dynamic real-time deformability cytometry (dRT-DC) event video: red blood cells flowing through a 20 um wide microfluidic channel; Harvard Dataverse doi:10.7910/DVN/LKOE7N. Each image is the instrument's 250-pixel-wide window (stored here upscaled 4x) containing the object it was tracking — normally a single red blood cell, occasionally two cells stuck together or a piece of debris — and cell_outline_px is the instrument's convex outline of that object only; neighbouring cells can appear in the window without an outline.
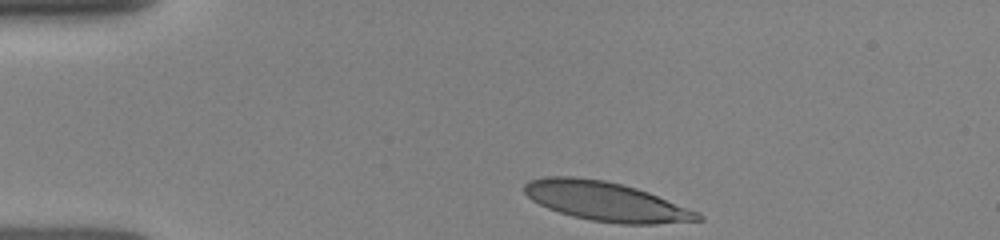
{"species": "human", "species_latin": "Homo sapiens", "temperature_condition": "room temperature", "stored_images_in_passage": 7, "camera_frame_rate_fps": 3000, "um_per_image_px": 0.085, "donor": {"sex": "female"}, "frame": {"image": 1, "passage_image": 1, "time_ms": 0.0, "image_size_px": [1000, 240], "cell_outline_px": [[704, 220], [656, 224], [620, 224], [592, 220], [572, 216], [548, 208], [532, 200], [524, 192], [524, 184], [528, 180], [544, 176], [572, 176], [604, 180], [636, 188], [648, 192], [700, 212], [704, 216]], "centroid_in_image_um": [51.52, 17.12], "position_along_channel_um": 33.5, "area_um2": 39.65}}
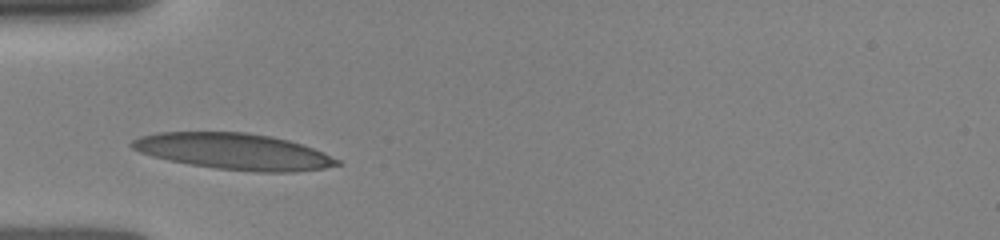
{"frame": {"image": 2, "passage_image": 4, "time_ms": 2.0, "image_size_px": [1000, 240], "cell_outline_px": [[344, 164], [324, 168], [296, 172], [256, 172], [216, 168], [168, 160], [152, 156], [140, 152], [132, 148], [128, 144], [132, 140], [140, 136], [156, 132], [248, 132], [272, 136], [288, 140], [324, 152], [340, 160]], "centroid_in_image_um": [19.89, 12.87], "position_along_channel_um": 65.1, "area_um2": 43.41}}
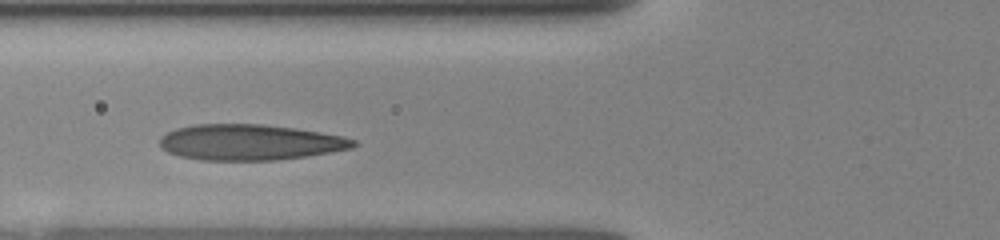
{"frame": {"image": 3, "passage_image": 6, "time_ms": 3.0, "image_size_px": [1000, 240], "cell_outline_px": [[360, 144], [352, 148], [304, 156], [276, 160], [200, 160], [180, 156], [168, 152], [160, 148], [160, 136], [176, 128], [196, 124], [260, 124], [292, 128], [320, 132], [344, 136], [356, 140]], "centroid_in_image_um": [21.22, 12.09], "position_along_channel_um": 104.6, "area_um2": 40.29}}